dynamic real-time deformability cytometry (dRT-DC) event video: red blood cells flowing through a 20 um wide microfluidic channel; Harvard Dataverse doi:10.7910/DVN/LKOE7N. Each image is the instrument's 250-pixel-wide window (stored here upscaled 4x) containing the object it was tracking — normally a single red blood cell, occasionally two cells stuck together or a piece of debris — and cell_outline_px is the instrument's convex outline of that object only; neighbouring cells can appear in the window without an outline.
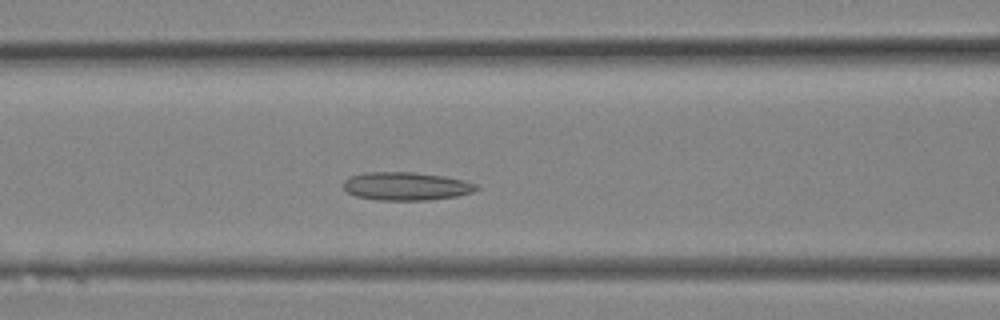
{"species": "Egyptian fruit bat (a non-hibernating species)", "species_latin": "Rousettus aegyptiacus", "temperature_condition": "room temperature", "stored_images_in_passage": 23, "camera_frame_rate_fps": 3000, "um_per_image_px": 0.085, "animal": {"sex": "female"}, "frame": {"image": 1, "passage_image": 8, "time_ms": 2.333, "image_size_px": [1000, 320], "cell_outline_px": [[480, 188], [472, 192], [456, 196], [428, 200], [376, 200], [356, 196], [348, 192], [344, 188], [344, 180], [348, 176], [364, 172], [416, 172], [444, 176], [464, 180], [476, 184]], "centroid_in_image_um": [34.51, 15.82], "position_along_channel_um": 132.1, "area_um2": 21.96}}
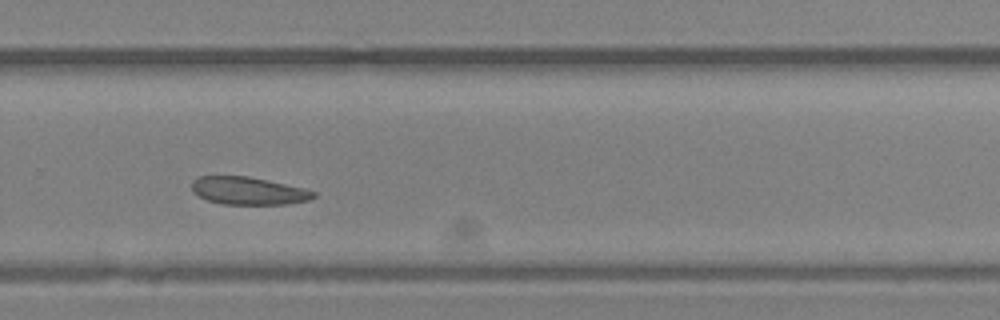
{"frame": {"image": 2, "passage_image": 15, "time_ms": 4.667, "image_size_px": [1000, 320], "cell_outline_px": [[316, 196], [308, 200], [288, 204], [224, 204], [208, 200], [192, 192], [192, 180], [200, 176], [248, 176], [304, 188], [316, 192]], "centroid_in_image_um": [21.11, 16.21], "position_along_channel_um": 308.7, "area_um2": 19.54}}
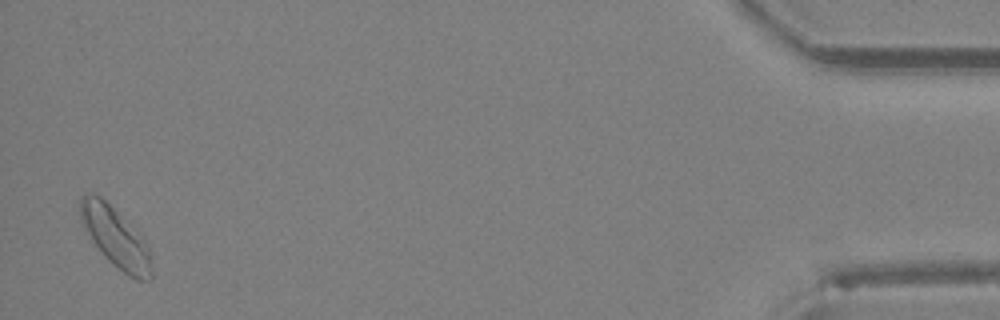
{"frame": {"image": 3, "passage_image": 23, "time_ms": 7.333, "image_size_px": [1000, 320], "cell_outline_px": [[152, 280], [136, 280], [128, 276], [112, 264], [100, 252], [84, 228], [80, 220], [80, 196], [88, 192], [92, 192], [100, 196], [116, 212], [148, 248], [152, 268]], "centroid_in_image_um": [9.76, 20.21], "position_along_channel_um": 425.4, "area_um2": 24.04}}